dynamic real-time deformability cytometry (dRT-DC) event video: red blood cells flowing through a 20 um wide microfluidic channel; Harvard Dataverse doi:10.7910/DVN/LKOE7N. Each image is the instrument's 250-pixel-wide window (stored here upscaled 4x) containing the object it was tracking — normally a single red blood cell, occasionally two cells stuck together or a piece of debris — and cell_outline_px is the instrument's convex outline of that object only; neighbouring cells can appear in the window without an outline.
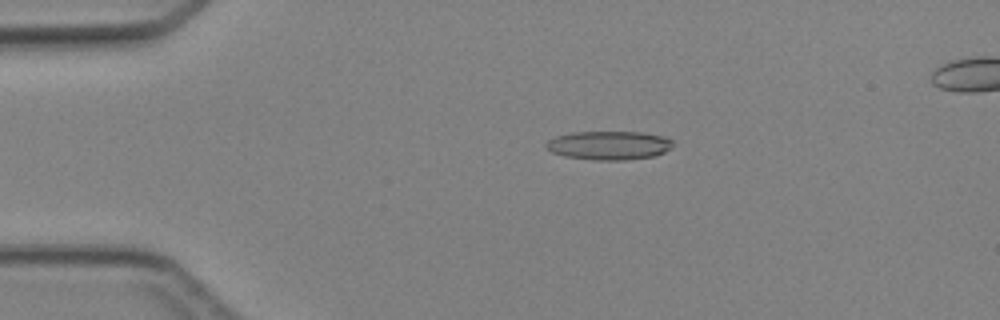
{"species": "Egyptian fruit bat (a non-hibernating species)", "species_latin": "Rousettus aegyptiacus", "temperature_condition": "cold", "stored_images_in_passage": 3, "camera_frame_rate_fps": 3000, "um_per_image_px": 0.085, "animal": {"sex": "female"}, "frame": {"image": 1, "passage_image": 1, "time_ms": 0.0, "image_size_px": [1000, 320], "cell_outline_px": [[672, 144], [664, 152], [656, 156], [624, 160], [596, 160], [564, 156], [552, 152], [544, 144], [548, 140], [556, 136], [572, 132], [644, 132], [664, 136], [672, 140]], "centroid_in_image_um": [51.76, 12.35], "position_along_channel_um": 33.2, "area_um2": 21.21}}
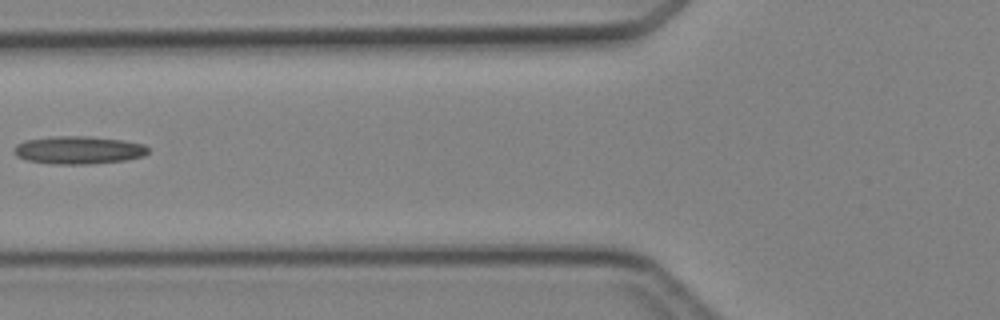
{"frame": {"image": 2, "passage_image": 3, "time_ms": 3.0, "image_size_px": [1000, 320], "cell_outline_px": [[148, 152], [144, 156], [124, 160], [88, 164], [52, 164], [28, 160], [16, 156], [12, 152], [12, 148], [16, 144], [24, 140], [52, 136], [88, 136], [124, 140], [144, 144], [148, 148]], "centroid_in_image_um": [6.63, 12.75], "position_along_channel_um": 119.2, "area_um2": 21.96}}